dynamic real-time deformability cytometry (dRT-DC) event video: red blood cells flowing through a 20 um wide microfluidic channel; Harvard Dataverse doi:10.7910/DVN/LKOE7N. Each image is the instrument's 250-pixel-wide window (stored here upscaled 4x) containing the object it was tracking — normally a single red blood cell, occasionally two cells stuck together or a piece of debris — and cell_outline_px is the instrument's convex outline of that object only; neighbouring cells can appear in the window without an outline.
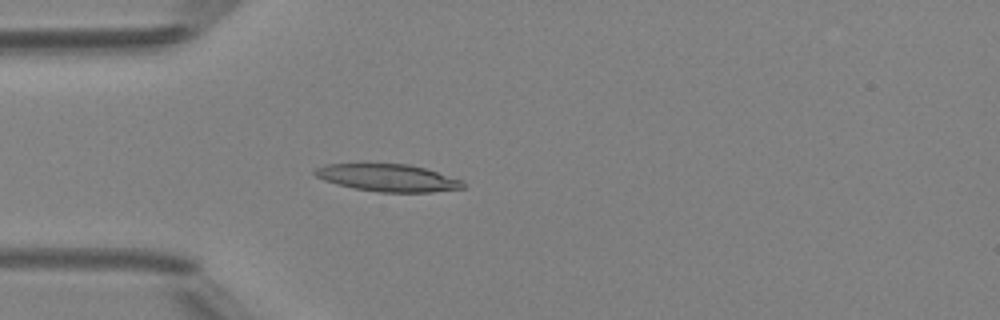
{"species": "Egyptian fruit bat (a non-hibernating species)", "species_latin": "Rousettus aegyptiacus", "temperature_condition": "room temperature", "stored_images_in_passage": 20, "camera_frame_rate_fps": 3000, "um_per_image_px": 0.085, "animal": {"sex": "female"}, "frame": {"image": 1, "passage_image": 5, "time_ms": 1.333, "image_size_px": [1000, 320], "cell_outline_px": [[464, 188], [432, 192], [380, 192], [352, 188], [336, 184], [324, 180], [316, 176], [312, 172], [316, 168], [324, 164], [408, 164], [424, 168], [460, 180], [464, 184]], "centroid_in_image_um": [32.91, 15.12], "position_along_channel_um": 52.1, "area_um2": 23.35}}
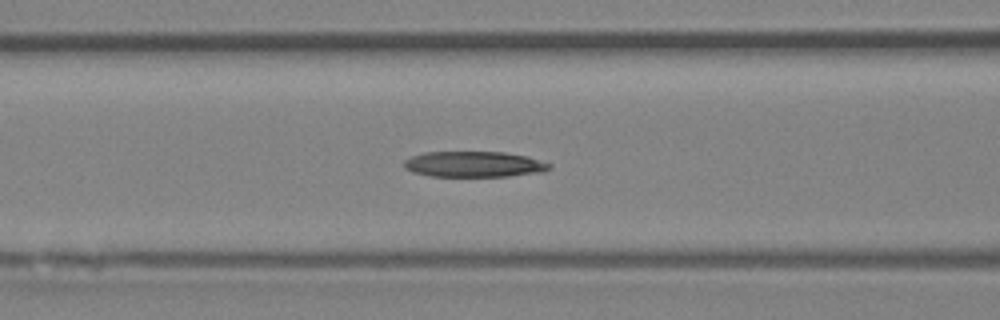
{"frame": {"image": 2, "passage_image": 11, "time_ms": 3.333, "image_size_px": [1000, 320], "cell_outline_px": [[552, 164], [544, 172], [508, 176], [432, 176], [412, 172], [404, 168], [404, 160], [412, 156], [424, 152], [504, 152], [528, 156]], "centroid_in_image_um": [40.29, 13.96], "position_along_channel_um": 126.3, "area_um2": 21.79}}
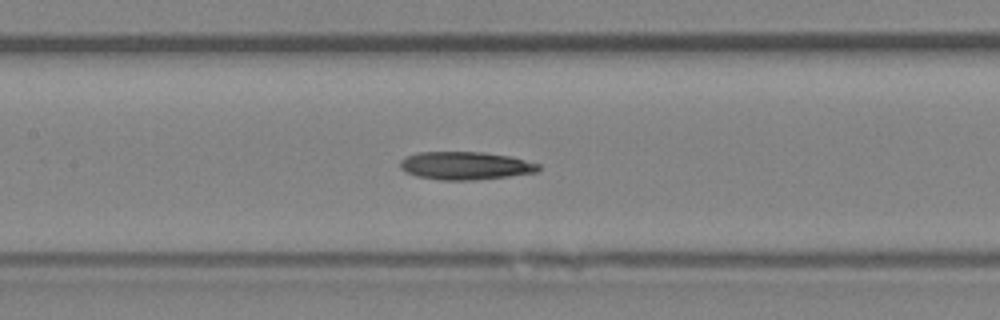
{"frame": {"image": 3, "passage_image": 14, "time_ms": 4.333, "image_size_px": [1000, 320], "cell_outline_px": [[540, 168], [536, 172], [508, 176], [476, 180], [440, 180], [416, 176], [404, 172], [400, 168], [400, 160], [416, 152], [484, 152], [508, 156], [540, 164]], "centroid_in_image_um": [39.51, 14.08], "position_along_channel_um": 167.9, "area_um2": 22.54}}